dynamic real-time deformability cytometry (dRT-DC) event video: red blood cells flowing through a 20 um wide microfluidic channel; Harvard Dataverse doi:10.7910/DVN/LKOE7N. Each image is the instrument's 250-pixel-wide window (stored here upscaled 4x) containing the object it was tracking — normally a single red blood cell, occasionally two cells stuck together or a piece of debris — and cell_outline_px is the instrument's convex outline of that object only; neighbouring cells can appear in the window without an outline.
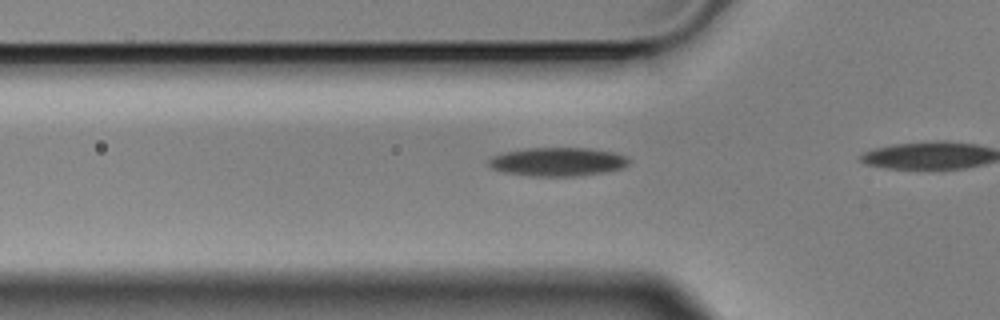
{"species": "Egyptian fruit bat (a non-hibernating species)", "species_latin": "Rousettus aegyptiacus", "temperature_condition": "cold", "stored_images_in_passage": 19, "camera_frame_rate_fps": 3000, "um_per_image_px": 0.085, "animal": {"sex": "male"}, "frame": {"image": 1, "passage_image": 14, "time_ms": 4.333, "image_size_px": [1000, 320], "cell_outline_px": [[632, 160], [624, 168], [604, 172], [580, 176], [528, 176], [504, 172], [492, 168], [488, 164], [488, 160], [492, 156], [504, 152], [528, 148], [588, 148], [612, 152], [624, 156]], "centroid_in_image_um": [47.4, 13.76], "position_along_channel_um": 78.4, "area_um2": 23.47}}
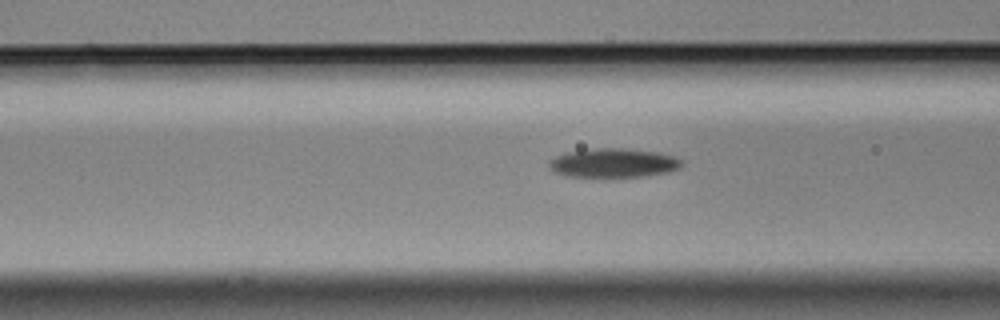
{"frame": {"image": 2, "passage_image": 17, "time_ms": 5.333, "image_size_px": [1000, 320], "cell_outline_px": [[684, 164], [680, 168], [668, 172], [644, 176], [568, 176], [556, 172], [548, 164], [548, 160], [556, 156], [568, 152], [600, 148], [616, 148], [656, 152], [672, 156], [680, 160]], "centroid_in_image_um": [52.15, 13.85], "position_along_channel_um": 114.4, "area_um2": 21.91}}